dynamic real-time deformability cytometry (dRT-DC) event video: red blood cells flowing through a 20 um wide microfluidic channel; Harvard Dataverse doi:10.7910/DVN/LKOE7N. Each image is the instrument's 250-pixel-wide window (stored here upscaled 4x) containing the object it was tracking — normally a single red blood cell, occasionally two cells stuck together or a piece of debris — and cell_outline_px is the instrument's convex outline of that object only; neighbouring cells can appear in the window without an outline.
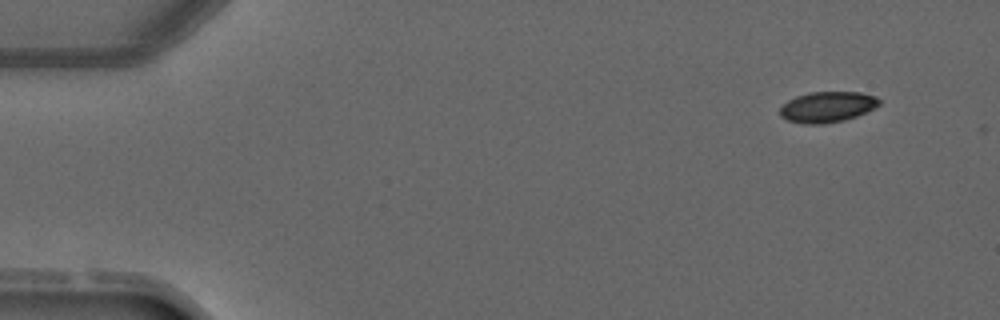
{"species": "common noctule bat (a hibernating species)", "species_latin": "Nyctalus noctula", "temperature_condition": "warm", "stored_images_in_passage": 2, "camera_frame_rate_fps": 3000, "um_per_image_px": 0.085, "animal": {"sex": "male", "forearm_length_mm": 52.5}, "frame": {"image": 1, "passage_image": 1, "time_ms": 0.0, "image_size_px": [1000, 320], "cell_outline_px": [[880, 104], [876, 108], [856, 116], [844, 120], [820, 124], [804, 124], [788, 120], [780, 116], [780, 108], [788, 100], [796, 96], [812, 92], [860, 92], [876, 96], [880, 100]], "centroid_in_image_um": [70.34, 9.08], "position_along_channel_um": 14.7, "area_um2": 17.74}}